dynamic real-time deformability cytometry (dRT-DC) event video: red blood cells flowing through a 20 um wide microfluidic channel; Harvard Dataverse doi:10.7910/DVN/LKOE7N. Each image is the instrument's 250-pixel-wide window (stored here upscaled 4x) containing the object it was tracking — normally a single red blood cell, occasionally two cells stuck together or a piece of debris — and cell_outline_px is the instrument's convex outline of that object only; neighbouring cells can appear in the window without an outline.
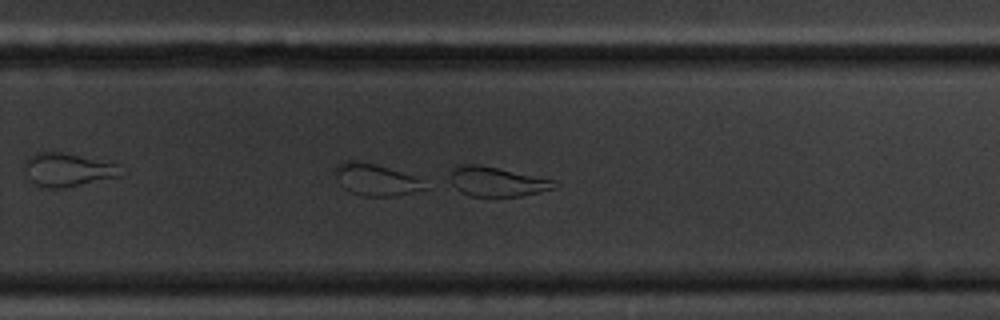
{"species": "common noctule bat (a hibernating species)", "species_latin": "Nyctalus noctula", "temperature_condition": "cold", "stored_images_in_passage": 41, "camera_frame_rate_fps": 3000, "um_per_image_px": 0.085, "animal": {"sex": "male", "body_mass_g": 20.1, "forearm_length_mm": 53.5}, "frame": {"image": 1, "passage_image": 24, "time_ms": 7.667, "image_size_px": [1000, 320], "cell_outline_px": [[560, 184], [556, 188], [540, 192], [520, 196], [472, 196], [460, 192], [452, 184], [452, 168], [460, 164], [480, 164], [556, 180]], "centroid_in_image_um": [42.3, 15.43], "position_along_channel_um": 287.5, "area_um2": 18.03}}
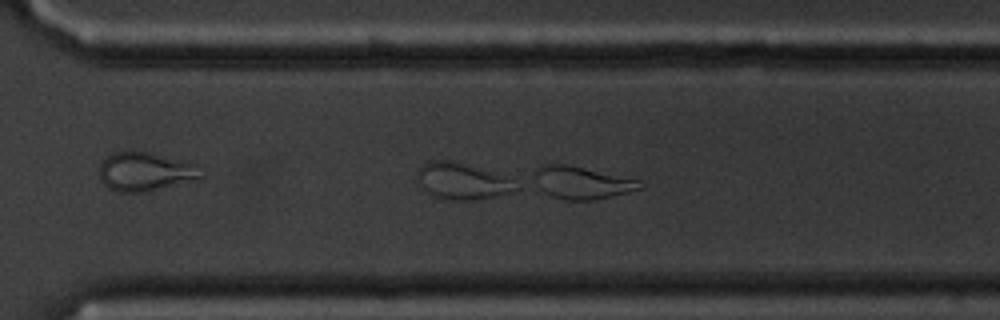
{"frame": {"image": 2, "passage_image": 27, "time_ms": 8.667, "image_size_px": [1000, 320], "cell_outline_px": [[644, 188], [592, 200], [568, 200], [552, 196], [536, 188], [536, 168], [540, 164], [568, 164], [640, 180], [644, 184]], "centroid_in_image_um": [49.45, 15.51], "position_along_channel_um": 321.1, "area_um2": 19.94}}